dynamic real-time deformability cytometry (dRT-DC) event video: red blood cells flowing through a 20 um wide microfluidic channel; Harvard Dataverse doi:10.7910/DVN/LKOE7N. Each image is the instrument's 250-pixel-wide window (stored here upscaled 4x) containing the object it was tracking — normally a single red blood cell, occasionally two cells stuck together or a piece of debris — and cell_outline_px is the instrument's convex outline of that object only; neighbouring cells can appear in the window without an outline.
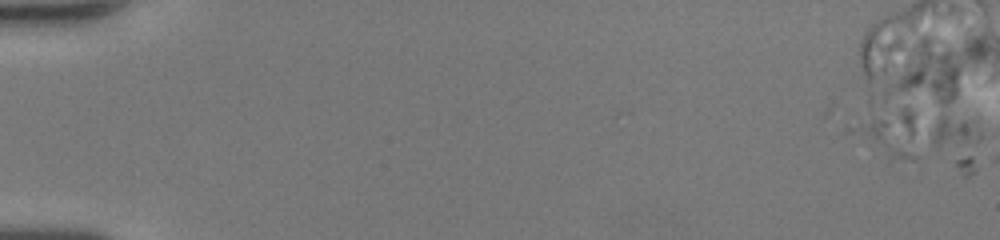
{"species": "human", "species_latin": "Homo sapiens", "temperature_condition": "room temperature", "stored_images_in_passage": 2, "camera_frame_rate_fps": 3000, "um_per_image_px": 0.085, "donor": {"sex": "female"}, "frame": {"image": 1, "passage_image": 1, "time_ms": 0.0, "image_size_px": [1000, 240], "cell_outline_px": [[920, 156], [916, 160], [888, 164], [844, 132], [848, 124], [872, 116], [904, 108], [908, 108], [912, 112]], "centroid_in_image_um": [75.47, 11.54], "position_along_channel_um": 9.5, "area_um2": 19.94}}